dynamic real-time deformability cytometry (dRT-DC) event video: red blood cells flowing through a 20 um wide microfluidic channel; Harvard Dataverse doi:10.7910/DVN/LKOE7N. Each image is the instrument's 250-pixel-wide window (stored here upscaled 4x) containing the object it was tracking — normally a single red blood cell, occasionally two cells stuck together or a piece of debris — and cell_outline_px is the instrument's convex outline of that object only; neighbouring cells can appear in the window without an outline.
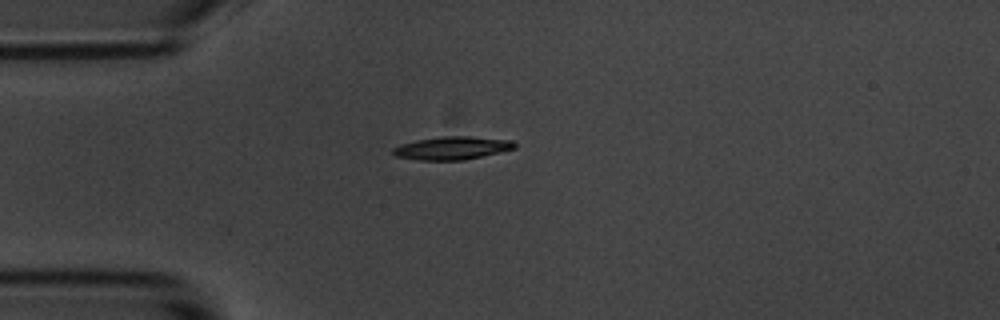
{"species": "common noctule bat (a hibernating species)", "species_latin": "Nyctalus noctula", "temperature_condition": "room temperature", "stored_images_in_passage": 7, "camera_frame_rate_fps": 3000, "um_per_image_px": 0.085, "animal": {"sex": "male", "body_mass_g": 20.1, "forearm_length_mm": 53.5}, "frame": {"image": 1, "passage_image": 1, "time_ms": 0.0, "image_size_px": [1000, 320], "cell_outline_px": [[516, 148], [500, 152], [464, 160], [420, 160], [396, 156], [392, 152], [392, 148], [416, 140], [440, 136], [468, 136], [512, 140], [516, 144]], "centroid_in_image_um": [38.45, 12.58], "position_along_channel_um": 46.5, "area_um2": 16.24}}
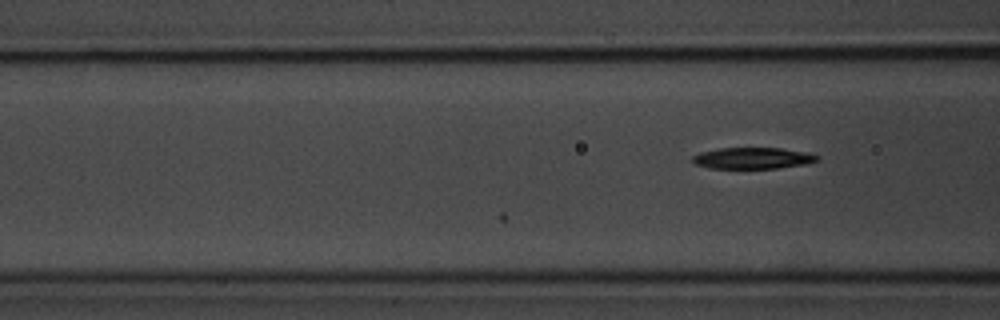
{"frame": {"image": 2, "passage_image": 7, "time_ms": 2.0, "image_size_px": [1000, 320], "cell_outline_px": [[820, 160], [804, 164], [776, 168], [708, 168], [692, 164], [692, 156], [700, 152], [720, 148], [780, 148], [808, 152], [820, 156]], "centroid_in_image_um": [63.97, 13.44], "position_along_channel_um": 102.6, "area_um2": 15.61}}